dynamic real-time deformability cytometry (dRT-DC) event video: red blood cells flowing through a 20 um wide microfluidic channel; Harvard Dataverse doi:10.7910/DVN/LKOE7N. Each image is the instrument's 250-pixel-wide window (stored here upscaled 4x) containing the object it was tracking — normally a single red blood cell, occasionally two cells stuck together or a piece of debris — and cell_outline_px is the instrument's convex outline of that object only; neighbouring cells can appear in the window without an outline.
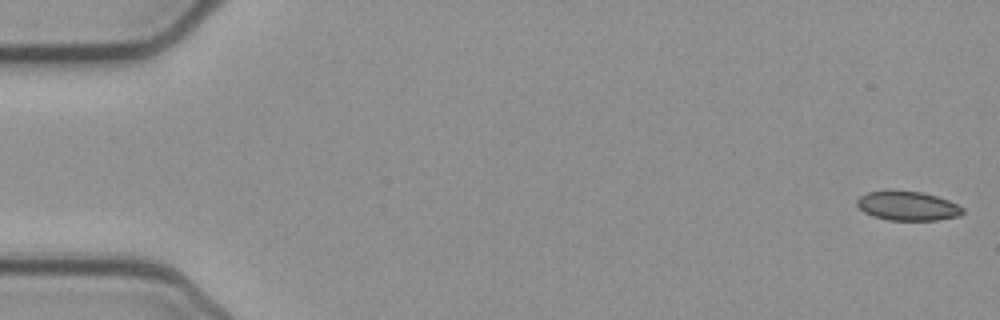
{"species": "common noctule bat (a hibernating species)", "species_latin": "Nyctalus noctula", "temperature_condition": "cold", "stored_images_in_passage": 52, "camera_frame_rate_fps": 3000, "um_per_image_px": 0.085, "animal": {"sex": "female", "body_mass_g": 21.9}, "frame": {"image": 1, "passage_image": 1, "time_ms": 0.0, "image_size_px": [1000, 320], "cell_outline_px": [[964, 212], [960, 216], [936, 220], [888, 220], [872, 216], [864, 212], [856, 204], [856, 200], [860, 196], [868, 192], [920, 192], [936, 196], [948, 200], [964, 208]], "centroid_in_image_um": [77.16, 17.53], "position_along_channel_um": 7.8, "area_um2": 17.63}}
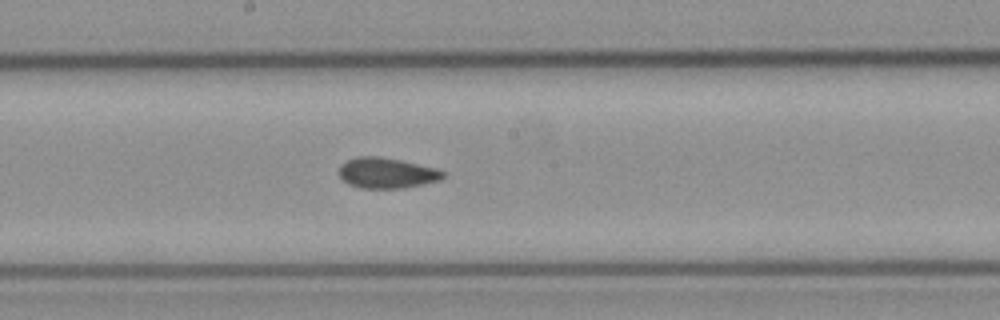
{"frame": {"image": 2, "passage_image": 28, "time_ms": 9.0, "image_size_px": [1000, 320], "cell_outline_px": [[444, 176], [440, 180], [404, 188], [360, 188], [348, 184], [336, 172], [340, 164], [356, 156], [380, 156], [400, 160], [436, 168], [444, 172]], "centroid_in_image_um": [32.82, 14.7], "position_along_channel_um": 215.4, "area_um2": 18.61}}
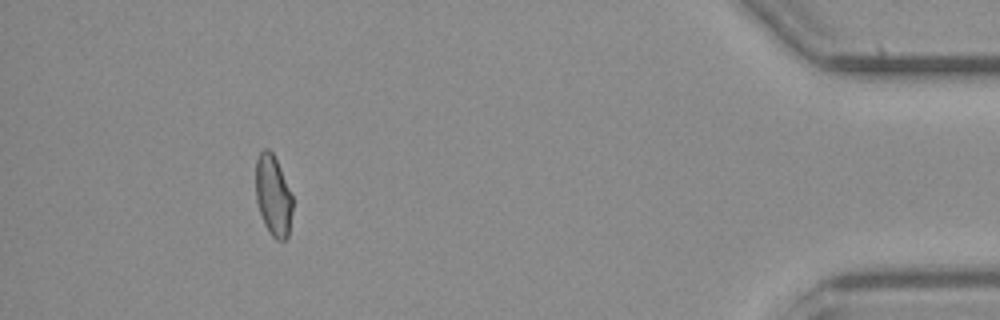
{"frame": {"image": 3, "passage_image": 48, "time_ms": 15.667, "image_size_px": [1000, 320], "cell_outline_px": [[292, 208], [288, 236], [284, 240], [276, 240], [272, 236], [264, 224], [256, 200], [256, 160], [260, 152], [264, 148], [268, 148], [272, 152], [280, 168], [292, 196]], "centroid_in_image_um": [23.21, 16.63], "position_along_channel_um": 412.0, "area_um2": 17.11}, "authors_computed_cell_mechanics": {"area_um2": 18.6694, "velocity_mm_per_s": 3.9019, "shape_relaxation_time_tau1_ms": null, "shape_relaxation_time_tau2_ms": 1.7267, "deformation_change_tau1": null, "deformation_change_tau2": 0.0578}}